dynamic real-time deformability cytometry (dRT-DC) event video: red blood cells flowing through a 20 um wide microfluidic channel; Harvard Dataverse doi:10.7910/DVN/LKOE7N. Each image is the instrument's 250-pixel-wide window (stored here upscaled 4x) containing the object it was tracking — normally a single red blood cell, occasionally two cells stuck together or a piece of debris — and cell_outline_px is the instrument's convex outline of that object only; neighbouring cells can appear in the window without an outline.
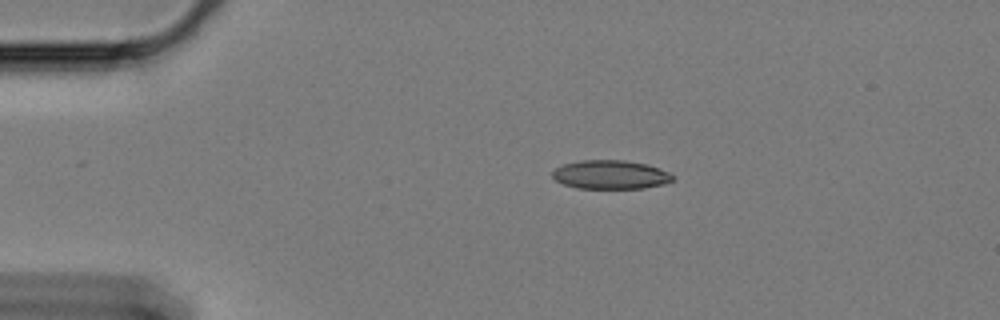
{"species": "Egyptian fruit bat (a non-hibernating species)", "species_latin": "Rousettus aegyptiacus", "temperature_condition": "cold", "stored_images_in_passage": 59, "camera_frame_rate_fps": 3000, "um_per_image_px": 0.085, "animal": {"sex": "female"}, "frame": {"image": 1, "passage_image": 11, "time_ms": 3.333, "image_size_px": [1000, 320], "cell_outline_px": [[676, 176], [672, 180], [664, 184], [644, 188], [576, 188], [564, 184], [556, 180], [552, 176], [552, 172], [556, 168], [564, 164], [580, 160], [624, 160], [648, 164], [660, 168]], "centroid_in_image_um": [51.92, 14.84], "position_along_channel_um": 33.1, "area_um2": 20.23}}
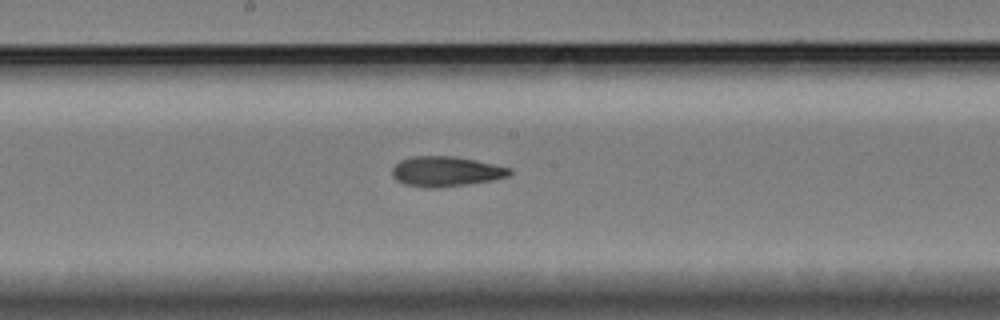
{"frame": {"image": 2, "passage_image": 31, "time_ms": 10.0, "image_size_px": [1000, 320], "cell_outline_px": [[512, 172], [508, 176], [492, 180], [464, 184], [404, 184], [396, 180], [392, 176], [392, 168], [400, 160], [412, 156], [456, 156], [512, 168]], "centroid_in_image_um": [37.93, 14.5], "position_along_channel_um": 210.3, "area_um2": 19.54}}
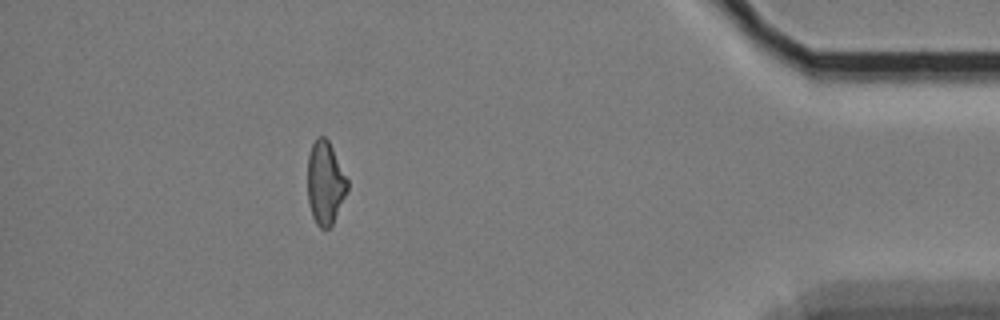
{"frame": {"image": 3, "passage_image": 53, "time_ms": 17.333, "image_size_px": [1000, 320], "cell_outline_px": [[348, 188], [332, 224], [328, 228], [320, 228], [316, 224], [312, 216], [308, 200], [308, 156], [312, 144], [316, 136], [324, 136], [328, 140], [348, 180]], "centroid_in_image_um": [27.63, 15.53], "position_along_channel_um": 407.6, "area_um2": 19.07}, "authors_computed_cell_mechanics": {"area_um2": 20.4034, "velocity_mm_per_s": 3.3227, "shape_relaxation_time_tau1_ms": null, "shape_relaxation_time_tau2_ms": 5.4701, "deformation_change_tau1": null, "deformation_change_tau2": 0.1267}}